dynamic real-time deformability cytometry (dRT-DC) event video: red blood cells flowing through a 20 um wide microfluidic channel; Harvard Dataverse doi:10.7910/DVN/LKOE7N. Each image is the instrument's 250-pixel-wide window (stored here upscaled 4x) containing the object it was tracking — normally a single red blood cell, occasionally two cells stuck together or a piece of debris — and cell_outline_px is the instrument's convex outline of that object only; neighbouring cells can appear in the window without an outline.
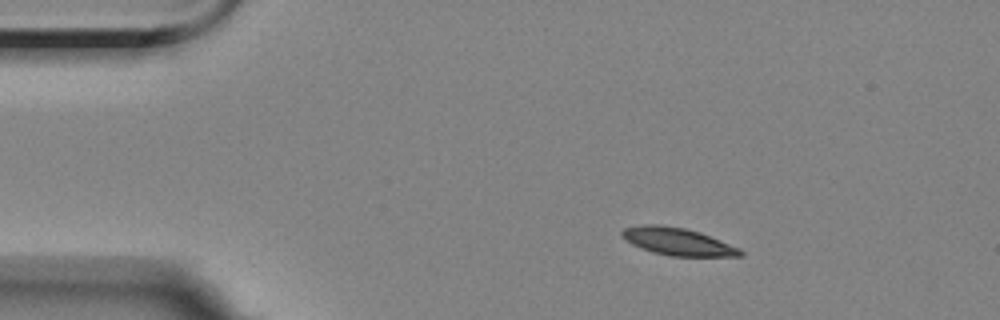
{"species": "Egyptian fruit bat (a non-hibernating species)", "species_latin": "Rousettus aegyptiacus", "temperature_condition": "room temperature", "stored_images_in_passage": 4, "camera_frame_rate_fps": 3000, "um_per_image_px": 0.085, "animal": {"sex": "female"}, "frame": {"image": 1, "passage_image": 2, "time_ms": 2.0, "image_size_px": [1000, 320], "cell_outline_px": [[744, 256], [668, 256], [652, 252], [640, 248], [632, 244], [620, 236], [620, 232], [624, 228], [644, 224], [660, 224], [684, 228], [700, 232], [740, 248], [744, 252]], "centroid_in_image_um": [57.58, 20.53], "position_along_channel_um": 27.4, "area_um2": 19.07}}